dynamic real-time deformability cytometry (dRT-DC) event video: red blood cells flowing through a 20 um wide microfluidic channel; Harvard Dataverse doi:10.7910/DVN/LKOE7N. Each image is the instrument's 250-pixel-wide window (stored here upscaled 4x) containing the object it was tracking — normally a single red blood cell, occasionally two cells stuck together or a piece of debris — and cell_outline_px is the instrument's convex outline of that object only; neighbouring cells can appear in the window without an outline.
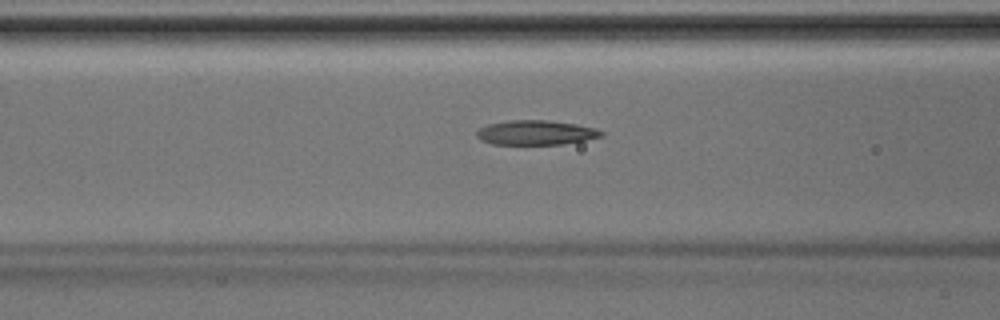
{"species": "Egyptian fruit bat (a non-hibernating species)", "species_latin": "Rousettus aegyptiacus", "temperature_condition": "room temperature", "stored_images_in_passage": 35, "camera_frame_rate_fps": 3000, "um_per_image_px": 0.085, "animal": {"sex": "male"}, "frame": {"image": 1, "passage_image": 12, "time_ms": 3.667, "image_size_px": [1000, 320], "cell_outline_px": [[604, 136], [564, 144], [492, 144], [480, 140], [476, 136], [476, 132], [480, 128], [488, 124], [508, 120], [548, 120], [576, 124], [596, 128], [604, 132]], "centroid_in_image_um": [45.55, 11.27], "position_along_channel_um": 121.1, "area_um2": 17.92}}
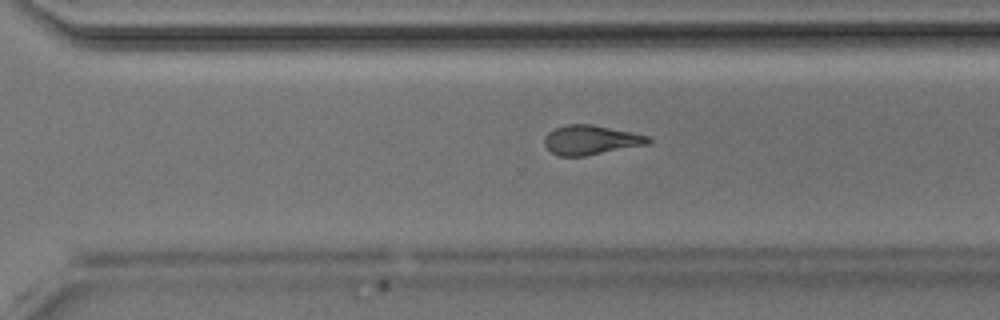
{"frame": {"image": 2, "passage_image": 25, "time_ms": 8.0, "image_size_px": [1000, 320], "cell_outline_px": [[652, 140], [648, 144], [584, 156], [556, 156], [544, 144], [544, 136], [548, 132], [556, 128], [568, 124], [592, 124], [632, 132], [648, 136]], "centroid_in_image_um": [50.2, 11.89], "position_along_channel_um": 320.4, "area_um2": 17.74}}
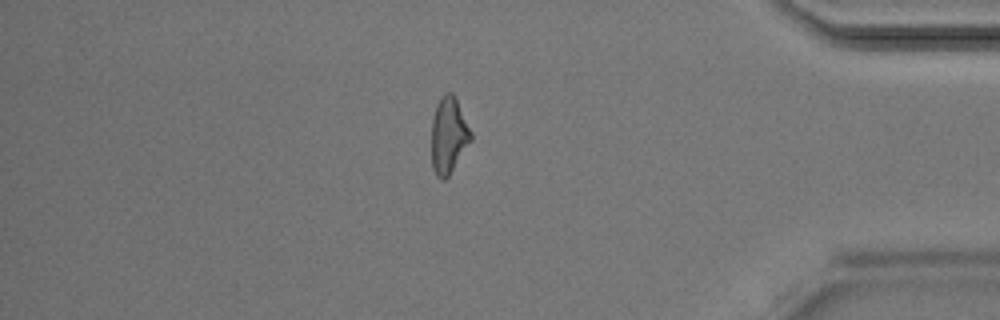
{"frame": {"image": 3, "passage_image": 32, "time_ms": 10.333, "image_size_px": [1000, 320], "cell_outline_px": [[472, 140], [448, 176], [444, 180], [440, 180], [436, 176], [432, 168], [432, 120], [436, 108], [444, 92], [452, 92], [472, 132]], "centroid_in_image_um": [38.13, 11.54], "position_along_channel_um": 397.1, "area_um2": 17.28}}